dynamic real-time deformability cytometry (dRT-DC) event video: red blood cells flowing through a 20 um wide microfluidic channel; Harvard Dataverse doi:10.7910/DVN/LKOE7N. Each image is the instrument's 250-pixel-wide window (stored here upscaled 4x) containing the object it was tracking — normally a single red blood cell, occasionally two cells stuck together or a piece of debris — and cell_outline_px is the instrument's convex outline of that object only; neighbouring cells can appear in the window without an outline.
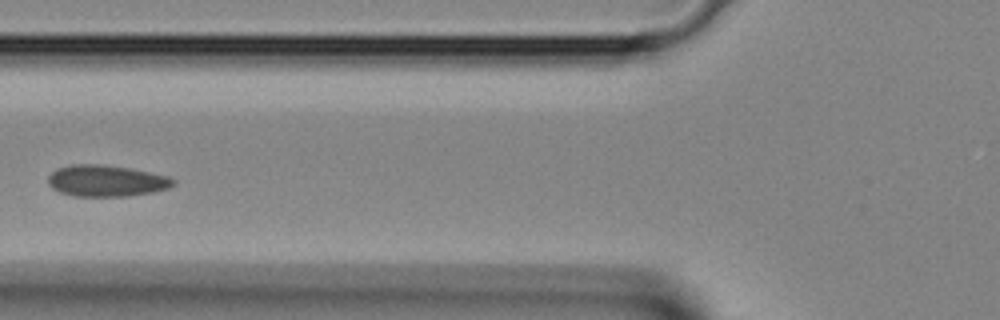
{"species": "Egyptian fruit bat (a non-hibernating species)", "species_latin": "Rousettus aegyptiacus", "temperature_condition": "room temperature", "stored_images_in_passage": 31, "camera_frame_rate_fps": 3000, "um_per_image_px": 0.085, "animal": {"sex": "female"}, "frame": {"image": 1, "passage_image": 13, "time_ms": 4.0, "image_size_px": [1000, 320], "cell_outline_px": [[176, 184], [168, 188], [152, 192], [128, 196], [72, 196], [60, 192], [52, 188], [48, 184], [48, 176], [56, 168], [72, 164], [100, 164], [128, 168], [168, 176], [176, 180]], "centroid_in_image_um": [9.01, 15.37], "position_along_channel_um": 116.8, "area_um2": 22.95}}